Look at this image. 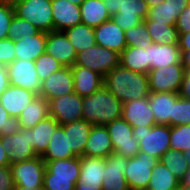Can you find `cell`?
Segmentation results:
<instances>
[{
    "label": "cell",
    "mask_w": 190,
    "mask_h": 190,
    "mask_svg": "<svg viewBox=\"0 0 190 190\" xmlns=\"http://www.w3.org/2000/svg\"><path fill=\"white\" fill-rule=\"evenodd\" d=\"M103 85L122 103L150 94L148 74L136 73L120 64L104 77Z\"/></svg>",
    "instance_id": "1"
},
{
    "label": "cell",
    "mask_w": 190,
    "mask_h": 190,
    "mask_svg": "<svg viewBox=\"0 0 190 190\" xmlns=\"http://www.w3.org/2000/svg\"><path fill=\"white\" fill-rule=\"evenodd\" d=\"M123 103L104 85L94 94L83 98V119L92 125L105 126L122 117Z\"/></svg>",
    "instance_id": "2"
},
{
    "label": "cell",
    "mask_w": 190,
    "mask_h": 190,
    "mask_svg": "<svg viewBox=\"0 0 190 190\" xmlns=\"http://www.w3.org/2000/svg\"><path fill=\"white\" fill-rule=\"evenodd\" d=\"M44 190H74L80 175V157L44 160Z\"/></svg>",
    "instance_id": "3"
},
{
    "label": "cell",
    "mask_w": 190,
    "mask_h": 190,
    "mask_svg": "<svg viewBox=\"0 0 190 190\" xmlns=\"http://www.w3.org/2000/svg\"><path fill=\"white\" fill-rule=\"evenodd\" d=\"M111 19L124 31L143 22L149 15L145 0H103Z\"/></svg>",
    "instance_id": "4"
},
{
    "label": "cell",
    "mask_w": 190,
    "mask_h": 190,
    "mask_svg": "<svg viewBox=\"0 0 190 190\" xmlns=\"http://www.w3.org/2000/svg\"><path fill=\"white\" fill-rule=\"evenodd\" d=\"M133 136L139 142L140 152L148 153L159 160L171 149L169 125L133 127Z\"/></svg>",
    "instance_id": "5"
},
{
    "label": "cell",
    "mask_w": 190,
    "mask_h": 190,
    "mask_svg": "<svg viewBox=\"0 0 190 190\" xmlns=\"http://www.w3.org/2000/svg\"><path fill=\"white\" fill-rule=\"evenodd\" d=\"M15 15L27 20L40 31H54L51 0H14Z\"/></svg>",
    "instance_id": "6"
},
{
    "label": "cell",
    "mask_w": 190,
    "mask_h": 190,
    "mask_svg": "<svg viewBox=\"0 0 190 190\" xmlns=\"http://www.w3.org/2000/svg\"><path fill=\"white\" fill-rule=\"evenodd\" d=\"M120 54L95 44L77 53L75 65L89 68L103 78L120 64Z\"/></svg>",
    "instance_id": "7"
},
{
    "label": "cell",
    "mask_w": 190,
    "mask_h": 190,
    "mask_svg": "<svg viewBox=\"0 0 190 190\" xmlns=\"http://www.w3.org/2000/svg\"><path fill=\"white\" fill-rule=\"evenodd\" d=\"M159 159L148 153L139 152L135 157L128 158L125 180L129 190L147 189L152 169Z\"/></svg>",
    "instance_id": "8"
},
{
    "label": "cell",
    "mask_w": 190,
    "mask_h": 190,
    "mask_svg": "<svg viewBox=\"0 0 190 190\" xmlns=\"http://www.w3.org/2000/svg\"><path fill=\"white\" fill-rule=\"evenodd\" d=\"M105 126L112 141L113 153L131 158L140 152L139 142L133 136V127L123 117Z\"/></svg>",
    "instance_id": "9"
},
{
    "label": "cell",
    "mask_w": 190,
    "mask_h": 190,
    "mask_svg": "<svg viewBox=\"0 0 190 190\" xmlns=\"http://www.w3.org/2000/svg\"><path fill=\"white\" fill-rule=\"evenodd\" d=\"M10 168L15 186L25 188L43 187L46 164L41 156L11 164Z\"/></svg>",
    "instance_id": "10"
},
{
    "label": "cell",
    "mask_w": 190,
    "mask_h": 190,
    "mask_svg": "<svg viewBox=\"0 0 190 190\" xmlns=\"http://www.w3.org/2000/svg\"><path fill=\"white\" fill-rule=\"evenodd\" d=\"M184 72L183 64H172L150 70L148 73L150 92L179 93Z\"/></svg>",
    "instance_id": "11"
},
{
    "label": "cell",
    "mask_w": 190,
    "mask_h": 190,
    "mask_svg": "<svg viewBox=\"0 0 190 190\" xmlns=\"http://www.w3.org/2000/svg\"><path fill=\"white\" fill-rule=\"evenodd\" d=\"M49 115L60 125L83 119V98L75 92L48 100Z\"/></svg>",
    "instance_id": "12"
},
{
    "label": "cell",
    "mask_w": 190,
    "mask_h": 190,
    "mask_svg": "<svg viewBox=\"0 0 190 190\" xmlns=\"http://www.w3.org/2000/svg\"><path fill=\"white\" fill-rule=\"evenodd\" d=\"M6 67L10 85L24 88L40 95L42 81L37 75L35 61L16 59Z\"/></svg>",
    "instance_id": "13"
},
{
    "label": "cell",
    "mask_w": 190,
    "mask_h": 190,
    "mask_svg": "<svg viewBox=\"0 0 190 190\" xmlns=\"http://www.w3.org/2000/svg\"><path fill=\"white\" fill-rule=\"evenodd\" d=\"M1 139L10 164L37 157L31 146L30 129L21 128L17 133L1 136Z\"/></svg>",
    "instance_id": "14"
},
{
    "label": "cell",
    "mask_w": 190,
    "mask_h": 190,
    "mask_svg": "<svg viewBox=\"0 0 190 190\" xmlns=\"http://www.w3.org/2000/svg\"><path fill=\"white\" fill-rule=\"evenodd\" d=\"M73 92L74 82L71 67L64 66L42 81L40 96L48 101Z\"/></svg>",
    "instance_id": "15"
},
{
    "label": "cell",
    "mask_w": 190,
    "mask_h": 190,
    "mask_svg": "<svg viewBox=\"0 0 190 190\" xmlns=\"http://www.w3.org/2000/svg\"><path fill=\"white\" fill-rule=\"evenodd\" d=\"M128 157L116 153L106 158L101 190H129L125 180Z\"/></svg>",
    "instance_id": "16"
},
{
    "label": "cell",
    "mask_w": 190,
    "mask_h": 190,
    "mask_svg": "<svg viewBox=\"0 0 190 190\" xmlns=\"http://www.w3.org/2000/svg\"><path fill=\"white\" fill-rule=\"evenodd\" d=\"M46 53L64 66L75 65L77 52L63 31L54 30L47 33Z\"/></svg>",
    "instance_id": "17"
},
{
    "label": "cell",
    "mask_w": 190,
    "mask_h": 190,
    "mask_svg": "<svg viewBox=\"0 0 190 190\" xmlns=\"http://www.w3.org/2000/svg\"><path fill=\"white\" fill-rule=\"evenodd\" d=\"M122 117L132 127H153L156 124L148 97L123 103Z\"/></svg>",
    "instance_id": "18"
},
{
    "label": "cell",
    "mask_w": 190,
    "mask_h": 190,
    "mask_svg": "<svg viewBox=\"0 0 190 190\" xmlns=\"http://www.w3.org/2000/svg\"><path fill=\"white\" fill-rule=\"evenodd\" d=\"M96 44L121 54L127 47L125 31L112 19L94 28Z\"/></svg>",
    "instance_id": "19"
},
{
    "label": "cell",
    "mask_w": 190,
    "mask_h": 190,
    "mask_svg": "<svg viewBox=\"0 0 190 190\" xmlns=\"http://www.w3.org/2000/svg\"><path fill=\"white\" fill-rule=\"evenodd\" d=\"M55 31H64L81 23L80 6L67 0H51Z\"/></svg>",
    "instance_id": "20"
},
{
    "label": "cell",
    "mask_w": 190,
    "mask_h": 190,
    "mask_svg": "<svg viewBox=\"0 0 190 190\" xmlns=\"http://www.w3.org/2000/svg\"><path fill=\"white\" fill-rule=\"evenodd\" d=\"M37 94L24 88L9 85L0 96V104L10 117L19 118L21 112L31 103Z\"/></svg>",
    "instance_id": "21"
},
{
    "label": "cell",
    "mask_w": 190,
    "mask_h": 190,
    "mask_svg": "<svg viewBox=\"0 0 190 190\" xmlns=\"http://www.w3.org/2000/svg\"><path fill=\"white\" fill-rule=\"evenodd\" d=\"M178 98V93L150 92L148 100L150 107L152 108L156 124L169 125L171 127V117H173L174 103Z\"/></svg>",
    "instance_id": "22"
},
{
    "label": "cell",
    "mask_w": 190,
    "mask_h": 190,
    "mask_svg": "<svg viewBox=\"0 0 190 190\" xmlns=\"http://www.w3.org/2000/svg\"><path fill=\"white\" fill-rule=\"evenodd\" d=\"M74 92L80 97H88L103 86L104 78L89 68L72 66Z\"/></svg>",
    "instance_id": "23"
},
{
    "label": "cell",
    "mask_w": 190,
    "mask_h": 190,
    "mask_svg": "<svg viewBox=\"0 0 190 190\" xmlns=\"http://www.w3.org/2000/svg\"><path fill=\"white\" fill-rule=\"evenodd\" d=\"M149 71L181 63L179 44H156L148 47Z\"/></svg>",
    "instance_id": "24"
},
{
    "label": "cell",
    "mask_w": 190,
    "mask_h": 190,
    "mask_svg": "<svg viewBox=\"0 0 190 190\" xmlns=\"http://www.w3.org/2000/svg\"><path fill=\"white\" fill-rule=\"evenodd\" d=\"M113 152L112 141L106 126L92 125L85 147V156L107 158Z\"/></svg>",
    "instance_id": "25"
},
{
    "label": "cell",
    "mask_w": 190,
    "mask_h": 190,
    "mask_svg": "<svg viewBox=\"0 0 190 190\" xmlns=\"http://www.w3.org/2000/svg\"><path fill=\"white\" fill-rule=\"evenodd\" d=\"M106 158L80 157V175L78 182L101 190L103 184Z\"/></svg>",
    "instance_id": "26"
},
{
    "label": "cell",
    "mask_w": 190,
    "mask_h": 190,
    "mask_svg": "<svg viewBox=\"0 0 190 190\" xmlns=\"http://www.w3.org/2000/svg\"><path fill=\"white\" fill-rule=\"evenodd\" d=\"M47 33L41 31L35 36H25L15 40V55L18 60L35 61L46 52Z\"/></svg>",
    "instance_id": "27"
},
{
    "label": "cell",
    "mask_w": 190,
    "mask_h": 190,
    "mask_svg": "<svg viewBox=\"0 0 190 190\" xmlns=\"http://www.w3.org/2000/svg\"><path fill=\"white\" fill-rule=\"evenodd\" d=\"M190 5V0H165L150 8L148 18L156 23L176 25L182 10Z\"/></svg>",
    "instance_id": "28"
},
{
    "label": "cell",
    "mask_w": 190,
    "mask_h": 190,
    "mask_svg": "<svg viewBox=\"0 0 190 190\" xmlns=\"http://www.w3.org/2000/svg\"><path fill=\"white\" fill-rule=\"evenodd\" d=\"M62 126L64 127V131H68L69 148L72 153L77 157L85 155V147L92 124L84 119H80Z\"/></svg>",
    "instance_id": "29"
},
{
    "label": "cell",
    "mask_w": 190,
    "mask_h": 190,
    "mask_svg": "<svg viewBox=\"0 0 190 190\" xmlns=\"http://www.w3.org/2000/svg\"><path fill=\"white\" fill-rule=\"evenodd\" d=\"M59 125V122L49 115L36 126L30 128L31 146L37 156H42L46 152L51 135Z\"/></svg>",
    "instance_id": "30"
},
{
    "label": "cell",
    "mask_w": 190,
    "mask_h": 190,
    "mask_svg": "<svg viewBox=\"0 0 190 190\" xmlns=\"http://www.w3.org/2000/svg\"><path fill=\"white\" fill-rule=\"evenodd\" d=\"M43 160H59L76 157L69 148L68 131L59 125L51 135L46 152L41 156Z\"/></svg>",
    "instance_id": "31"
},
{
    "label": "cell",
    "mask_w": 190,
    "mask_h": 190,
    "mask_svg": "<svg viewBox=\"0 0 190 190\" xmlns=\"http://www.w3.org/2000/svg\"><path fill=\"white\" fill-rule=\"evenodd\" d=\"M49 116V102L42 96L35 99L21 112L19 121L21 128L30 129Z\"/></svg>",
    "instance_id": "32"
},
{
    "label": "cell",
    "mask_w": 190,
    "mask_h": 190,
    "mask_svg": "<svg viewBox=\"0 0 190 190\" xmlns=\"http://www.w3.org/2000/svg\"><path fill=\"white\" fill-rule=\"evenodd\" d=\"M120 65L136 73H149L148 47L127 46L120 54Z\"/></svg>",
    "instance_id": "33"
},
{
    "label": "cell",
    "mask_w": 190,
    "mask_h": 190,
    "mask_svg": "<svg viewBox=\"0 0 190 190\" xmlns=\"http://www.w3.org/2000/svg\"><path fill=\"white\" fill-rule=\"evenodd\" d=\"M81 23L92 28L100 26L111 19L103 0H85L80 5Z\"/></svg>",
    "instance_id": "34"
},
{
    "label": "cell",
    "mask_w": 190,
    "mask_h": 190,
    "mask_svg": "<svg viewBox=\"0 0 190 190\" xmlns=\"http://www.w3.org/2000/svg\"><path fill=\"white\" fill-rule=\"evenodd\" d=\"M77 53L96 44L94 28L79 23L63 31Z\"/></svg>",
    "instance_id": "35"
},
{
    "label": "cell",
    "mask_w": 190,
    "mask_h": 190,
    "mask_svg": "<svg viewBox=\"0 0 190 190\" xmlns=\"http://www.w3.org/2000/svg\"><path fill=\"white\" fill-rule=\"evenodd\" d=\"M144 22L153 43L179 44V33L175 25L156 23V21H151L148 17L144 20Z\"/></svg>",
    "instance_id": "36"
},
{
    "label": "cell",
    "mask_w": 190,
    "mask_h": 190,
    "mask_svg": "<svg viewBox=\"0 0 190 190\" xmlns=\"http://www.w3.org/2000/svg\"><path fill=\"white\" fill-rule=\"evenodd\" d=\"M180 181L167 169L166 166L158 161L152 169L148 190H171L178 188Z\"/></svg>",
    "instance_id": "37"
},
{
    "label": "cell",
    "mask_w": 190,
    "mask_h": 190,
    "mask_svg": "<svg viewBox=\"0 0 190 190\" xmlns=\"http://www.w3.org/2000/svg\"><path fill=\"white\" fill-rule=\"evenodd\" d=\"M160 162H162L179 181H181L190 167L189 161L184 156V153L173 149L166 151L160 158Z\"/></svg>",
    "instance_id": "38"
},
{
    "label": "cell",
    "mask_w": 190,
    "mask_h": 190,
    "mask_svg": "<svg viewBox=\"0 0 190 190\" xmlns=\"http://www.w3.org/2000/svg\"><path fill=\"white\" fill-rule=\"evenodd\" d=\"M126 44L131 47H142L146 49L151 46L153 40L148 33L145 22L125 31Z\"/></svg>",
    "instance_id": "39"
},
{
    "label": "cell",
    "mask_w": 190,
    "mask_h": 190,
    "mask_svg": "<svg viewBox=\"0 0 190 190\" xmlns=\"http://www.w3.org/2000/svg\"><path fill=\"white\" fill-rule=\"evenodd\" d=\"M170 146L173 150H190V124L170 127Z\"/></svg>",
    "instance_id": "40"
},
{
    "label": "cell",
    "mask_w": 190,
    "mask_h": 190,
    "mask_svg": "<svg viewBox=\"0 0 190 190\" xmlns=\"http://www.w3.org/2000/svg\"><path fill=\"white\" fill-rule=\"evenodd\" d=\"M41 31L27 20H23L18 16L14 15L8 33V38L17 40L22 37L35 36Z\"/></svg>",
    "instance_id": "41"
},
{
    "label": "cell",
    "mask_w": 190,
    "mask_h": 190,
    "mask_svg": "<svg viewBox=\"0 0 190 190\" xmlns=\"http://www.w3.org/2000/svg\"><path fill=\"white\" fill-rule=\"evenodd\" d=\"M63 67L64 65L46 52L35 60V68L41 81Z\"/></svg>",
    "instance_id": "42"
},
{
    "label": "cell",
    "mask_w": 190,
    "mask_h": 190,
    "mask_svg": "<svg viewBox=\"0 0 190 190\" xmlns=\"http://www.w3.org/2000/svg\"><path fill=\"white\" fill-rule=\"evenodd\" d=\"M190 124V99L179 97L174 103L171 127Z\"/></svg>",
    "instance_id": "43"
},
{
    "label": "cell",
    "mask_w": 190,
    "mask_h": 190,
    "mask_svg": "<svg viewBox=\"0 0 190 190\" xmlns=\"http://www.w3.org/2000/svg\"><path fill=\"white\" fill-rule=\"evenodd\" d=\"M14 15L13 3L0 1V40L8 38L10 24Z\"/></svg>",
    "instance_id": "44"
},
{
    "label": "cell",
    "mask_w": 190,
    "mask_h": 190,
    "mask_svg": "<svg viewBox=\"0 0 190 190\" xmlns=\"http://www.w3.org/2000/svg\"><path fill=\"white\" fill-rule=\"evenodd\" d=\"M21 129L17 117H10L6 109L0 104V136L17 133Z\"/></svg>",
    "instance_id": "45"
},
{
    "label": "cell",
    "mask_w": 190,
    "mask_h": 190,
    "mask_svg": "<svg viewBox=\"0 0 190 190\" xmlns=\"http://www.w3.org/2000/svg\"><path fill=\"white\" fill-rule=\"evenodd\" d=\"M15 40L10 38L0 40V65L7 66L16 60Z\"/></svg>",
    "instance_id": "46"
},
{
    "label": "cell",
    "mask_w": 190,
    "mask_h": 190,
    "mask_svg": "<svg viewBox=\"0 0 190 190\" xmlns=\"http://www.w3.org/2000/svg\"><path fill=\"white\" fill-rule=\"evenodd\" d=\"M175 27L179 34L190 32V5L181 11Z\"/></svg>",
    "instance_id": "47"
},
{
    "label": "cell",
    "mask_w": 190,
    "mask_h": 190,
    "mask_svg": "<svg viewBox=\"0 0 190 190\" xmlns=\"http://www.w3.org/2000/svg\"><path fill=\"white\" fill-rule=\"evenodd\" d=\"M14 186L10 166L0 167V190H13Z\"/></svg>",
    "instance_id": "48"
},
{
    "label": "cell",
    "mask_w": 190,
    "mask_h": 190,
    "mask_svg": "<svg viewBox=\"0 0 190 190\" xmlns=\"http://www.w3.org/2000/svg\"><path fill=\"white\" fill-rule=\"evenodd\" d=\"M178 94L179 97L190 99V68H185L183 81Z\"/></svg>",
    "instance_id": "49"
},
{
    "label": "cell",
    "mask_w": 190,
    "mask_h": 190,
    "mask_svg": "<svg viewBox=\"0 0 190 190\" xmlns=\"http://www.w3.org/2000/svg\"><path fill=\"white\" fill-rule=\"evenodd\" d=\"M10 85L8 70L6 66L0 65V96Z\"/></svg>",
    "instance_id": "50"
},
{
    "label": "cell",
    "mask_w": 190,
    "mask_h": 190,
    "mask_svg": "<svg viewBox=\"0 0 190 190\" xmlns=\"http://www.w3.org/2000/svg\"><path fill=\"white\" fill-rule=\"evenodd\" d=\"M180 50H190V32L179 34Z\"/></svg>",
    "instance_id": "51"
},
{
    "label": "cell",
    "mask_w": 190,
    "mask_h": 190,
    "mask_svg": "<svg viewBox=\"0 0 190 190\" xmlns=\"http://www.w3.org/2000/svg\"><path fill=\"white\" fill-rule=\"evenodd\" d=\"M10 162L8 160V152L2 146V139L0 136V167L10 166Z\"/></svg>",
    "instance_id": "52"
},
{
    "label": "cell",
    "mask_w": 190,
    "mask_h": 190,
    "mask_svg": "<svg viewBox=\"0 0 190 190\" xmlns=\"http://www.w3.org/2000/svg\"><path fill=\"white\" fill-rule=\"evenodd\" d=\"M181 51V63L184 68H190V50H180Z\"/></svg>",
    "instance_id": "53"
},
{
    "label": "cell",
    "mask_w": 190,
    "mask_h": 190,
    "mask_svg": "<svg viewBox=\"0 0 190 190\" xmlns=\"http://www.w3.org/2000/svg\"><path fill=\"white\" fill-rule=\"evenodd\" d=\"M74 190H98L97 188L87 186L85 183L77 182Z\"/></svg>",
    "instance_id": "54"
},
{
    "label": "cell",
    "mask_w": 190,
    "mask_h": 190,
    "mask_svg": "<svg viewBox=\"0 0 190 190\" xmlns=\"http://www.w3.org/2000/svg\"><path fill=\"white\" fill-rule=\"evenodd\" d=\"M180 184L190 186V167L189 170L185 173V175L181 179Z\"/></svg>",
    "instance_id": "55"
},
{
    "label": "cell",
    "mask_w": 190,
    "mask_h": 190,
    "mask_svg": "<svg viewBox=\"0 0 190 190\" xmlns=\"http://www.w3.org/2000/svg\"><path fill=\"white\" fill-rule=\"evenodd\" d=\"M148 4L149 8H152L154 6H158L160 3L164 2L165 0H145Z\"/></svg>",
    "instance_id": "56"
},
{
    "label": "cell",
    "mask_w": 190,
    "mask_h": 190,
    "mask_svg": "<svg viewBox=\"0 0 190 190\" xmlns=\"http://www.w3.org/2000/svg\"><path fill=\"white\" fill-rule=\"evenodd\" d=\"M13 190H44L43 187L41 188H25V187H21V186H14Z\"/></svg>",
    "instance_id": "57"
},
{
    "label": "cell",
    "mask_w": 190,
    "mask_h": 190,
    "mask_svg": "<svg viewBox=\"0 0 190 190\" xmlns=\"http://www.w3.org/2000/svg\"><path fill=\"white\" fill-rule=\"evenodd\" d=\"M67 1H70L73 4H76V5L80 6L85 0H67Z\"/></svg>",
    "instance_id": "58"
},
{
    "label": "cell",
    "mask_w": 190,
    "mask_h": 190,
    "mask_svg": "<svg viewBox=\"0 0 190 190\" xmlns=\"http://www.w3.org/2000/svg\"><path fill=\"white\" fill-rule=\"evenodd\" d=\"M178 190H190V186H186V185H181V184H179Z\"/></svg>",
    "instance_id": "59"
},
{
    "label": "cell",
    "mask_w": 190,
    "mask_h": 190,
    "mask_svg": "<svg viewBox=\"0 0 190 190\" xmlns=\"http://www.w3.org/2000/svg\"><path fill=\"white\" fill-rule=\"evenodd\" d=\"M184 156L188 159L190 165V150L184 152Z\"/></svg>",
    "instance_id": "60"
},
{
    "label": "cell",
    "mask_w": 190,
    "mask_h": 190,
    "mask_svg": "<svg viewBox=\"0 0 190 190\" xmlns=\"http://www.w3.org/2000/svg\"><path fill=\"white\" fill-rule=\"evenodd\" d=\"M1 2H13L14 0H0Z\"/></svg>",
    "instance_id": "61"
}]
</instances>
